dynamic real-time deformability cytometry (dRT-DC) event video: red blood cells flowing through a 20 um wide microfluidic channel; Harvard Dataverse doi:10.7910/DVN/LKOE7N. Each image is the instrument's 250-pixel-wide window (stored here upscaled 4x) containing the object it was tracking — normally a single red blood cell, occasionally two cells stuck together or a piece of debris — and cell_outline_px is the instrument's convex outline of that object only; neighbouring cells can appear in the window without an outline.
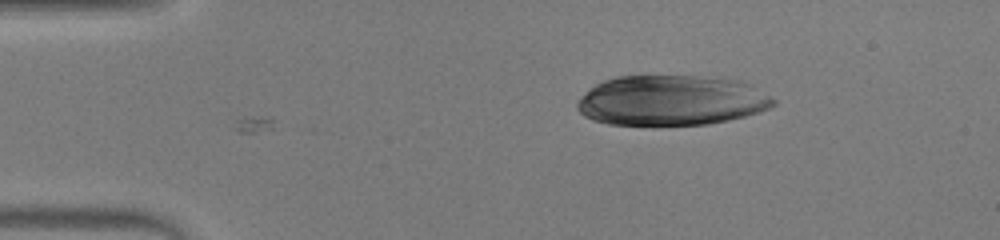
{"species": "human", "species_latin": "Homo sapiens", "temperature_condition": "warm", "stored_images_in_passage": 41, "camera_frame_rate_fps": 3000, "um_per_image_px": 0.085, "donor": {"sex": "male"}, "frame": {"image": 1, "passage_image": 1, "time_ms": 0.0, "image_size_px": [1000, 240], "cell_outline_px": [[776, 104], [768, 108], [744, 116], [728, 120], [708, 124], [608, 124], [592, 120], [584, 116], [576, 108], [576, 104], [580, 96], [596, 84], [604, 80], [616, 76], [724, 76], [740, 80], [748, 84], [776, 100]], "centroid_in_image_um": [57.04, 8.51], "position_along_channel_um": 28.0, "area_um2": 57.34}}
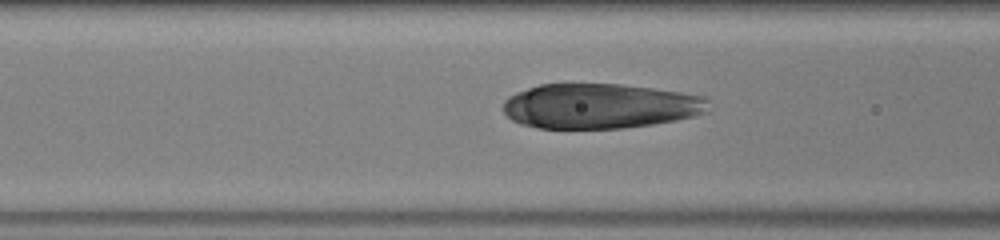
{"frame": {"image": 2, "passage_image": 12, "time_ms": 3.667, "image_size_px": [1000, 240], "cell_outline_px": [[708, 112], [696, 116], [676, 120], [652, 124], [624, 128], [540, 128], [520, 124], [512, 120], [504, 112], [504, 100], [508, 96], [516, 92], [540, 84], [620, 84], [652, 88], [680, 92], [704, 96], [708, 100]], "centroid_in_image_um": [51.01, 9.01], "position_along_channel_um": 115.6, "area_um2": 53.93}}
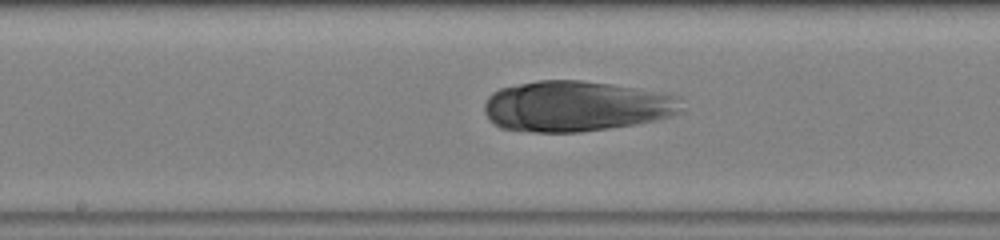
{"frame": {"image": 3, "passage_image": 18, "time_ms": 5.667, "image_size_px": [1000, 240], "cell_outline_px": [[684, 112], [672, 116], [636, 124], [580, 132], [532, 132], [500, 128], [484, 112], [484, 104], [488, 96], [492, 92], [500, 88], [536, 80], [580, 80], [612, 84], [668, 92], [680, 96], [684, 108]], "centroid_in_image_um": [49.04, 9.01], "position_along_channel_um": 199.2, "area_um2": 58.84}}